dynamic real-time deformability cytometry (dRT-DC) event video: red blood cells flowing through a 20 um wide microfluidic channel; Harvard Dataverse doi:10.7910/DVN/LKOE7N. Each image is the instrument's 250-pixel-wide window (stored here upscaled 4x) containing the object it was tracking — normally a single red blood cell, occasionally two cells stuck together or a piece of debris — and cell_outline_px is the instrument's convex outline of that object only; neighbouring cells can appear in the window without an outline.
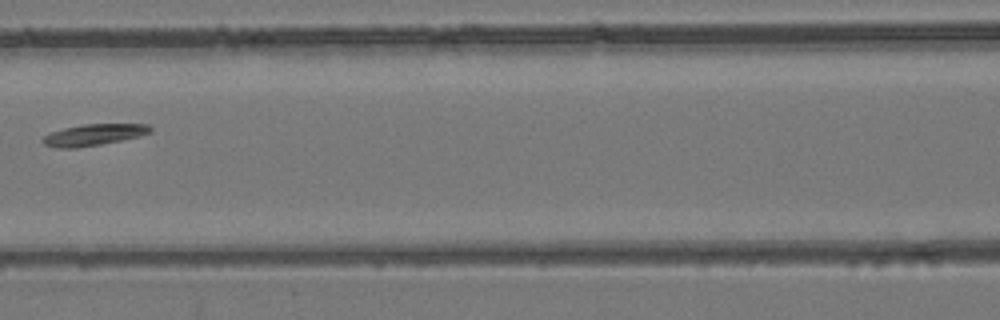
{"species": "common noctule bat (a hibernating species)", "species_latin": "Nyctalus noctula", "temperature_condition": "room temperature", "stored_images_in_passage": 4, "camera_frame_rate_fps": 3000, "um_per_image_px": 0.085, "animal": {"sex": "female", "body_mass_g": 24.6, "forearm_length_mm": 56.2}, "frame": {"image": 1, "passage_image": 3, "time_ms": 0.667, "image_size_px": [1000, 320], "cell_outline_px": [[152, 132], [140, 136], [100, 144], [76, 148], [56, 148], [44, 144], [40, 140], [44, 136], [52, 132], [64, 128], [84, 124], [148, 124], [152, 128]], "centroid_in_image_um": [7.96, 11.46], "position_along_channel_um": 158.6, "area_um2": 13.35}}
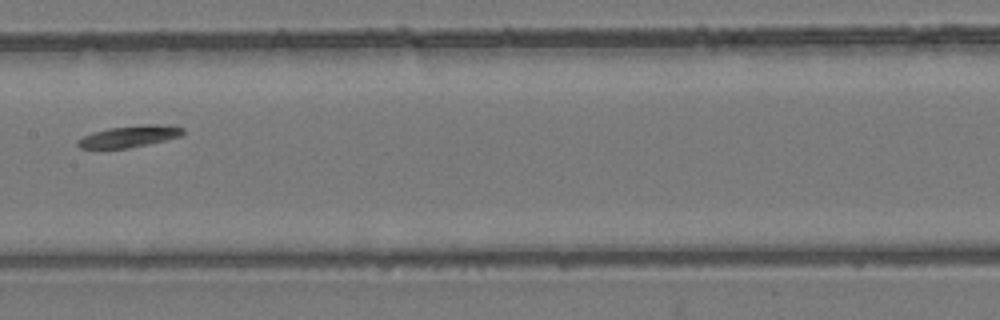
{"frame": {"image": 2, "passage_image": 4, "time_ms": 1.0, "image_size_px": [1000, 320], "cell_outline_px": [[184, 132], [180, 136], [164, 140], [128, 148], [80, 148], [76, 144], [76, 140], [92, 132], [108, 128], [144, 124], [156, 124], [184, 128]], "centroid_in_image_um": [10.94, 11.58], "position_along_channel_um": 196.5, "area_um2": 13.06}}